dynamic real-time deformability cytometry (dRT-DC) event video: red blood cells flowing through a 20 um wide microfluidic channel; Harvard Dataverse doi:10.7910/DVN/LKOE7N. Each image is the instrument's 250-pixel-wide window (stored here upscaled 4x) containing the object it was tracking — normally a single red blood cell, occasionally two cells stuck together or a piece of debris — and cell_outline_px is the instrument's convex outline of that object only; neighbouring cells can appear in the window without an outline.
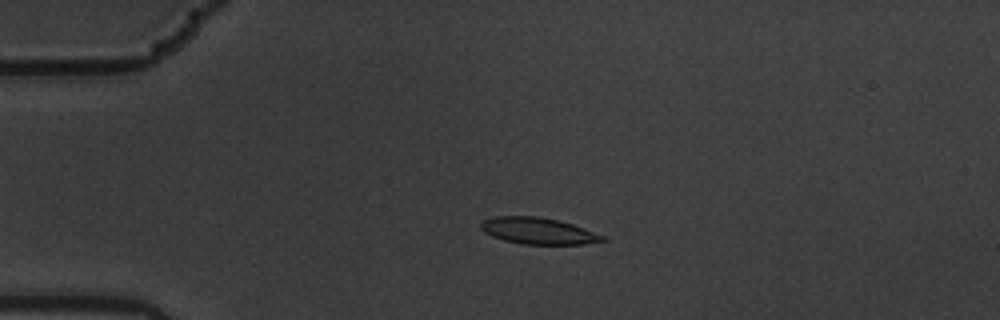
{"species": "common noctule bat (a hibernating species)", "species_latin": "Nyctalus noctula", "temperature_condition": "warm", "stored_images_in_passage": 6, "camera_frame_rate_fps": 3000, "um_per_image_px": 0.085, "animal": {"sex": "male", "body_mass_g": 19.5, "forearm_length_mm": 54.6}, "frame": {"image": 1, "passage_image": 5, "time_ms": 1.333, "image_size_px": [1000, 320], "cell_outline_px": [[608, 240], [584, 244], [524, 244], [504, 240], [492, 236], [484, 232], [480, 228], [480, 224], [484, 220], [496, 216], [540, 216], [560, 220], [584, 228], [604, 236]], "centroid_in_image_um": [45.75, 19.62], "position_along_channel_um": 39.3, "area_um2": 18.79}}